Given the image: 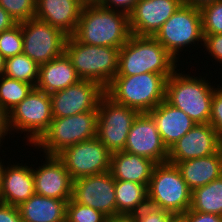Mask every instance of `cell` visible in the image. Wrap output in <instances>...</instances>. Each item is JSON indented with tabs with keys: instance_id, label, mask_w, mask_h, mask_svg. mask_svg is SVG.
I'll list each match as a JSON object with an SVG mask.
<instances>
[{
	"instance_id": "cell-1",
	"label": "cell",
	"mask_w": 222,
	"mask_h": 222,
	"mask_svg": "<svg viewBox=\"0 0 222 222\" xmlns=\"http://www.w3.org/2000/svg\"><path fill=\"white\" fill-rule=\"evenodd\" d=\"M131 35L128 14L101 5L82 7L73 36L81 43L121 48Z\"/></svg>"
},
{
	"instance_id": "cell-2",
	"label": "cell",
	"mask_w": 222,
	"mask_h": 222,
	"mask_svg": "<svg viewBox=\"0 0 222 222\" xmlns=\"http://www.w3.org/2000/svg\"><path fill=\"white\" fill-rule=\"evenodd\" d=\"M176 63L178 61L154 37L131 34L119 50L116 76L150 72L169 78L177 69Z\"/></svg>"
},
{
	"instance_id": "cell-3",
	"label": "cell",
	"mask_w": 222,
	"mask_h": 222,
	"mask_svg": "<svg viewBox=\"0 0 222 222\" xmlns=\"http://www.w3.org/2000/svg\"><path fill=\"white\" fill-rule=\"evenodd\" d=\"M167 77L157 73L115 76L105 94L115 103L148 113L165 100Z\"/></svg>"
},
{
	"instance_id": "cell-4",
	"label": "cell",
	"mask_w": 222,
	"mask_h": 222,
	"mask_svg": "<svg viewBox=\"0 0 222 222\" xmlns=\"http://www.w3.org/2000/svg\"><path fill=\"white\" fill-rule=\"evenodd\" d=\"M119 50L81 43L73 35L68 36L65 42V53L80 79L96 82L104 89L117 75Z\"/></svg>"
},
{
	"instance_id": "cell-5",
	"label": "cell",
	"mask_w": 222,
	"mask_h": 222,
	"mask_svg": "<svg viewBox=\"0 0 222 222\" xmlns=\"http://www.w3.org/2000/svg\"><path fill=\"white\" fill-rule=\"evenodd\" d=\"M178 71L167 79L165 100L182 110L195 124L209 123L215 87L204 77L202 79Z\"/></svg>"
},
{
	"instance_id": "cell-6",
	"label": "cell",
	"mask_w": 222,
	"mask_h": 222,
	"mask_svg": "<svg viewBox=\"0 0 222 222\" xmlns=\"http://www.w3.org/2000/svg\"><path fill=\"white\" fill-rule=\"evenodd\" d=\"M147 199L149 205L179 217L191 207L192 190L175 164L157 163L147 186Z\"/></svg>"
},
{
	"instance_id": "cell-7",
	"label": "cell",
	"mask_w": 222,
	"mask_h": 222,
	"mask_svg": "<svg viewBox=\"0 0 222 222\" xmlns=\"http://www.w3.org/2000/svg\"><path fill=\"white\" fill-rule=\"evenodd\" d=\"M97 111L53 118L49 129L34 144L45 155H58L67 147L97 136Z\"/></svg>"
},
{
	"instance_id": "cell-8",
	"label": "cell",
	"mask_w": 222,
	"mask_h": 222,
	"mask_svg": "<svg viewBox=\"0 0 222 222\" xmlns=\"http://www.w3.org/2000/svg\"><path fill=\"white\" fill-rule=\"evenodd\" d=\"M153 37L178 61L183 47L204 42L200 9L182 4Z\"/></svg>"
},
{
	"instance_id": "cell-9",
	"label": "cell",
	"mask_w": 222,
	"mask_h": 222,
	"mask_svg": "<svg viewBox=\"0 0 222 222\" xmlns=\"http://www.w3.org/2000/svg\"><path fill=\"white\" fill-rule=\"evenodd\" d=\"M52 119L50 94L36 87L9 112L10 130L28 132L26 137L31 146L49 129Z\"/></svg>"
},
{
	"instance_id": "cell-10",
	"label": "cell",
	"mask_w": 222,
	"mask_h": 222,
	"mask_svg": "<svg viewBox=\"0 0 222 222\" xmlns=\"http://www.w3.org/2000/svg\"><path fill=\"white\" fill-rule=\"evenodd\" d=\"M97 139L111 152L123 151L130 128L140 114L104 94L98 103Z\"/></svg>"
},
{
	"instance_id": "cell-11",
	"label": "cell",
	"mask_w": 222,
	"mask_h": 222,
	"mask_svg": "<svg viewBox=\"0 0 222 222\" xmlns=\"http://www.w3.org/2000/svg\"><path fill=\"white\" fill-rule=\"evenodd\" d=\"M23 53L38 65L61 56L65 52L68 35L61 29L37 18L21 23Z\"/></svg>"
},
{
	"instance_id": "cell-12",
	"label": "cell",
	"mask_w": 222,
	"mask_h": 222,
	"mask_svg": "<svg viewBox=\"0 0 222 222\" xmlns=\"http://www.w3.org/2000/svg\"><path fill=\"white\" fill-rule=\"evenodd\" d=\"M112 153L94 137L67 147L57 156L72 180L110 171Z\"/></svg>"
},
{
	"instance_id": "cell-13",
	"label": "cell",
	"mask_w": 222,
	"mask_h": 222,
	"mask_svg": "<svg viewBox=\"0 0 222 222\" xmlns=\"http://www.w3.org/2000/svg\"><path fill=\"white\" fill-rule=\"evenodd\" d=\"M72 199L102 212L108 218L117 215L115 179L110 171L74 180Z\"/></svg>"
},
{
	"instance_id": "cell-14",
	"label": "cell",
	"mask_w": 222,
	"mask_h": 222,
	"mask_svg": "<svg viewBox=\"0 0 222 222\" xmlns=\"http://www.w3.org/2000/svg\"><path fill=\"white\" fill-rule=\"evenodd\" d=\"M105 89L90 80H80L66 89L50 94L53 118L68 117L86 111H97Z\"/></svg>"
},
{
	"instance_id": "cell-15",
	"label": "cell",
	"mask_w": 222,
	"mask_h": 222,
	"mask_svg": "<svg viewBox=\"0 0 222 222\" xmlns=\"http://www.w3.org/2000/svg\"><path fill=\"white\" fill-rule=\"evenodd\" d=\"M123 151L148 158L156 164L168 162V149L148 113H140L134 120Z\"/></svg>"
},
{
	"instance_id": "cell-16",
	"label": "cell",
	"mask_w": 222,
	"mask_h": 222,
	"mask_svg": "<svg viewBox=\"0 0 222 222\" xmlns=\"http://www.w3.org/2000/svg\"><path fill=\"white\" fill-rule=\"evenodd\" d=\"M221 147L222 138L209 123L196 124L168 150V162L176 165L206 157L219 152Z\"/></svg>"
},
{
	"instance_id": "cell-17",
	"label": "cell",
	"mask_w": 222,
	"mask_h": 222,
	"mask_svg": "<svg viewBox=\"0 0 222 222\" xmlns=\"http://www.w3.org/2000/svg\"><path fill=\"white\" fill-rule=\"evenodd\" d=\"M182 4V0H138L128 14L130 33L153 37Z\"/></svg>"
},
{
	"instance_id": "cell-18",
	"label": "cell",
	"mask_w": 222,
	"mask_h": 222,
	"mask_svg": "<svg viewBox=\"0 0 222 222\" xmlns=\"http://www.w3.org/2000/svg\"><path fill=\"white\" fill-rule=\"evenodd\" d=\"M45 164L32 168L35 194L58 200L72 198L73 180L57 155H44Z\"/></svg>"
},
{
	"instance_id": "cell-19",
	"label": "cell",
	"mask_w": 222,
	"mask_h": 222,
	"mask_svg": "<svg viewBox=\"0 0 222 222\" xmlns=\"http://www.w3.org/2000/svg\"><path fill=\"white\" fill-rule=\"evenodd\" d=\"M148 114L155 121L162 142L168 150L196 125L188 115L166 100Z\"/></svg>"
},
{
	"instance_id": "cell-20",
	"label": "cell",
	"mask_w": 222,
	"mask_h": 222,
	"mask_svg": "<svg viewBox=\"0 0 222 222\" xmlns=\"http://www.w3.org/2000/svg\"><path fill=\"white\" fill-rule=\"evenodd\" d=\"M5 167L2 173L0 202L18 207L35 194L32 167H28L26 163Z\"/></svg>"
},
{
	"instance_id": "cell-21",
	"label": "cell",
	"mask_w": 222,
	"mask_h": 222,
	"mask_svg": "<svg viewBox=\"0 0 222 222\" xmlns=\"http://www.w3.org/2000/svg\"><path fill=\"white\" fill-rule=\"evenodd\" d=\"M81 10L77 0H36L35 18L71 36L77 29Z\"/></svg>"
},
{
	"instance_id": "cell-22",
	"label": "cell",
	"mask_w": 222,
	"mask_h": 222,
	"mask_svg": "<svg viewBox=\"0 0 222 222\" xmlns=\"http://www.w3.org/2000/svg\"><path fill=\"white\" fill-rule=\"evenodd\" d=\"M70 58L64 52L48 63L39 65L36 88L47 93L66 89L68 86L80 81Z\"/></svg>"
},
{
	"instance_id": "cell-23",
	"label": "cell",
	"mask_w": 222,
	"mask_h": 222,
	"mask_svg": "<svg viewBox=\"0 0 222 222\" xmlns=\"http://www.w3.org/2000/svg\"><path fill=\"white\" fill-rule=\"evenodd\" d=\"M156 163L148 158L125 151L111 155L110 173L115 180L132 181L148 186Z\"/></svg>"
},
{
	"instance_id": "cell-24",
	"label": "cell",
	"mask_w": 222,
	"mask_h": 222,
	"mask_svg": "<svg viewBox=\"0 0 222 222\" xmlns=\"http://www.w3.org/2000/svg\"><path fill=\"white\" fill-rule=\"evenodd\" d=\"M176 166L188 187L193 191L222 176V149L206 157L178 162Z\"/></svg>"
},
{
	"instance_id": "cell-25",
	"label": "cell",
	"mask_w": 222,
	"mask_h": 222,
	"mask_svg": "<svg viewBox=\"0 0 222 222\" xmlns=\"http://www.w3.org/2000/svg\"><path fill=\"white\" fill-rule=\"evenodd\" d=\"M67 201L32 195L18 206L23 222H66Z\"/></svg>"
},
{
	"instance_id": "cell-26",
	"label": "cell",
	"mask_w": 222,
	"mask_h": 222,
	"mask_svg": "<svg viewBox=\"0 0 222 222\" xmlns=\"http://www.w3.org/2000/svg\"><path fill=\"white\" fill-rule=\"evenodd\" d=\"M118 214H136L148 204L147 186L132 181L115 180Z\"/></svg>"
},
{
	"instance_id": "cell-27",
	"label": "cell",
	"mask_w": 222,
	"mask_h": 222,
	"mask_svg": "<svg viewBox=\"0 0 222 222\" xmlns=\"http://www.w3.org/2000/svg\"><path fill=\"white\" fill-rule=\"evenodd\" d=\"M190 209L222 216V176L192 191Z\"/></svg>"
},
{
	"instance_id": "cell-28",
	"label": "cell",
	"mask_w": 222,
	"mask_h": 222,
	"mask_svg": "<svg viewBox=\"0 0 222 222\" xmlns=\"http://www.w3.org/2000/svg\"><path fill=\"white\" fill-rule=\"evenodd\" d=\"M39 65L24 53L5 59L4 76L36 86Z\"/></svg>"
},
{
	"instance_id": "cell-29",
	"label": "cell",
	"mask_w": 222,
	"mask_h": 222,
	"mask_svg": "<svg viewBox=\"0 0 222 222\" xmlns=\"http://www.w3.org/2000/svg\"><path fill=\"white\" fill-rule=\"evenodd\" d=\"M34 88L33 85L0 76V104L9 113L14 107L22 102Z\"/></svg>"
},
{
	"instance_id": "cell-30",
	"label": "cell",
	"mask_w": 222,
	"mask_h": 222,
	"mask_svg": "<svg viewBox=\"0 0 222 222\" xmlns=\"http://www.w3.org/2000/svg\"><path fill=\"white\" fill-rule=\"evenodd\" d=\"M108 217L92 207L75 202L72 198L66 207V222H107Z\"/></svg>"
},
{
	"instance_id": "cell-31",
	"label": "cell",
	"mask_w": 222,
	"mask_h": 222,
	"mask_svg": "<svg viewBox=\"0 0 222 222\" xmlns=\"http://www.w3.org/2000/svg\"><path fill=\"white\" fill-rule=\"evenodd\" d=\"M203 35L222 33V0L200 8Z\"/></svg>"
},
{
	"instance_id": "cell-32",
	"label": "cell",
	"mask_w": 222,
	"mask_h": 222,
	"mask_svg": "<svg viewBox=\"0 0 222 222\" xmlns=\"http://www.w3.org/2000/svg\"><path fill=\"white\" fill-rule=\"evenodd\" d=\"M0 53L5 59L23 53L21 23L0 33Z\"/></svg>"
},
{
	"instance_id": "cell-33",
	"label": "cell",
	"mask_w": 222,
	"mask_h": 222,
	"mask_svg": "<svg viewBox=\"0 0 222 222\" xmlns=\"http://www.w3.org/2000/svg\"><path fill=\"white\" fill-rule=\"evenodd\" d=\"M0 6L3 7L17 23H22L35 17L36 0H0Z\"/></svg>"
},
{
	"instance_id": "cell-34",
	"label": "cell",
	"mask_w": 222,
	"mask_h": 222,
	"mask_svg": "<svg viewBox=\"0 0 222 222\" xmlns=\"http://www.w3.org/2000/svg\"><path fill=\"white\" fill-rule=\"evenodd\" d=\"M134 215L138 222H174L178 218L170 212L149 204Z\"/></svg>"
},
{
	"instance_id": "cell-35",
	"label": "cell",
	"mask_w": 222,
	"mask_h": 222,
	"mask_svg": "<svg viewBox=\"0 0 222 222\" xmlns=\"http://www.w3.org/2000/svg\"><path fill=\"white\" fill-rule=\"evenodd\" d=\"M211 100V115L209 124L222 138V86H217ZM220 87V88H219Z\"/></svg>"
},
{
	"instance_id": "cell-36",
	"label": "cell",
	"mask_w": 222,
	"mask_h": 222,
	"mask_svg": "<svg viewBox=\"0 0 222 222\" xmlns=\"http://www.w3.org/2000/svg\"><path fill=\"white\" fill-rule=\"evenodd\" d=\"M203 44L205 50L214 57L215 61L222 63V33L214 35H204Z\"/></svg>"
},
{
	"instance_id": "cell-37",
	"label": "cell",
	"mask_w": 222,
	"mask_h": 222,
	"mask_svg": "<svg viewBox=\"0 0 222 222\" xmlns=\"http://www.w3.org/2000/svg\"><path fill=\"white\" fill-rule=\"evenodd\" d=\"M181 222H222V216L193 211L190 208L178 217Z\"/></svg>"
},
{
	"instance_id": "cell-38",
	"label": "cell",
	"mask_w": 222,
	"mask_h": 222,
	"mask_svg": "<svg viewBox=\"0 0 222 222\" xmlns=\"http://www.w3.org/2000/svg\"><path fill=\"white\" fill-rule=\"evenodd\" d=\"M0 222H23L18 207L0 202Z\"/></svg>"
},
{
	"instance_id": "cell-39",
	"label": "cell",
	"mask_w": 222,
	"mask_h": 222,
	"mask_svg": "<svg viewBox=\"0 0 222 222\" xmlns=\"http://www.w3.org/2000/svg\"><path fill=\"white\" fill-rule=\"evenodd\" d=\"M137 2L138 0H102L101 6L129 14Z\"/></svg>"
},
{
	"instance_id": "cell-40",
	"label": "cell",
	"mask_w": 222,
	"mask_h": 222,
	"mask_svg": "<svg viewBox=\"0 0 222 222\" xmlns=\"http://www.w3.org/2000/svg\"><path fill=\"white\" fill-rule=\"evenodd\" d=\"M8 131H11L9 126V113L0 104V144L2 142L1 139H4L5 136L8 135Z\"/></svg>"
},
{
	"instance_id": "cell-41",
	"label": "cell",
	"mask_w": 222,
	"mask_h": 222,
	"mask_svg": "<svg viewBox=\"0 0 222 222\" xmlns=\"http://www.w3.org/2000/svg\"><path fill=\"white\" fill-rule=\"evenodd\" d=\"M16 24L17 22L11 17V15L0 6V33L11 29Z\"/></svg>"
},
{
	"instance_id": "cell-42",
	"label": "cell",
	"mask_w": 222,
	"mask_h": 222,
	"mask_svg": "<svg viewBox=\"0 0 222 222\" xmlns=\"http://www.w3.org/2000/svg\"><path fill=\"white\" fill-rule=\"evenodd\" d=\"M107 222H138L134 214H118L108 218Z\"/></svg>"
},
{
	"instance_id": "cell-43",
	"label": "cell",
	"mask_w": 222,
	"mask_h": 222,
	"mask_svg": "<svg viewBox=\"0 0 222 222\" xmlns=\"http://www.w3.org/2000/svg\"><path fill=\"white\" fill-rule=\"evenodd\" d=\"M182 1H183V4L190 5L192 7L200 9L201 7L205 5H208L210 3H214L220 0H182Z\"/></svg>"
},
{
	"instance_id": "cell-44",
	"label": "cell",
	"mask_w": 222,
	"mask_h": 222,
	"mask_svg": "<svg viewBox=\"0 0 222 222\" xmlns=\"http://www.w3.org/2000/svg\"><path fill=\"white\" fill-rule=\"evenodd\" d=\"M82 7H92L101 5L102 0H77Z\"/></svg>"
},
{
	"instance_id": "cell-45",
	"label": "cell",
	"mask_w": 222,
	"mask_h": 222,
	"mask_svg": "<svg viewBox=\"0 0 222 222\" xmlns=\"http://www.w3.org/2000/svg\"><path fill=\"white\" fill-rule=\"evenodd\" d=\"M4 70H5V58L0 53V76L4 74Z\"/></svg>"
},
{
	"instance_id": "cell-46",
	"label": "cell",
	"mask_w": 222,
	"mask_h": 222,
	"mask_svg": "<svg viewBox=\"0 0 222 222\" xmlns=\"http://www.w3.org/2000/svg\"><path fill=\"white\" fill-rule=\"evenodd\" d=\"M4 166L5 165L0 161V191H1L2 173H3Z\"/></svg>"
},
{
	"instance_id": "cell-47",
	"label": "cell",
	"mask_w": 222,
	"mask_h": 222,
	"mask_svg": "<svg viewBox=\"0 0 222 222\" xmlns=\"http://www.w3.org/2000/svg\"><path fill=\"white\" fill-rule=\"evenodd\" d=\"M174 222H181V220L179 218H177Z\"/></svg>"
}]
</instances>
